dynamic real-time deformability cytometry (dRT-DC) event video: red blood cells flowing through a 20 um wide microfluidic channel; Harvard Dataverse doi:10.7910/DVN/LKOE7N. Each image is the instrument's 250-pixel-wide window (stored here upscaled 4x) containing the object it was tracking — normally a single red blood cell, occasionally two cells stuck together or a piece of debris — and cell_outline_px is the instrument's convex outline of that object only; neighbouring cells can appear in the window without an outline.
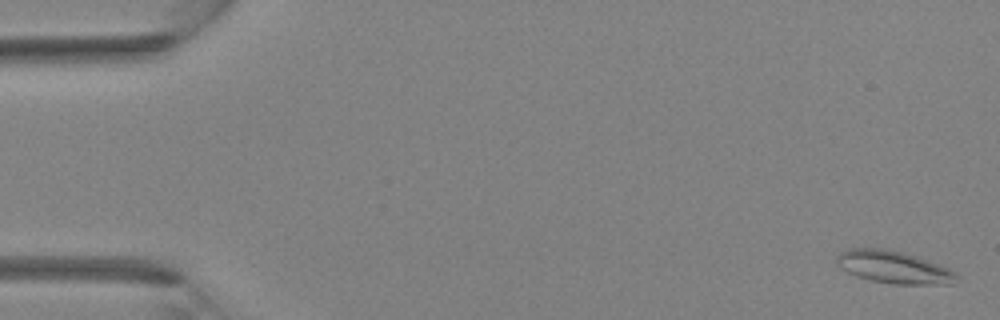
{"species": "Egyptian fruit bat (a non-hibernating species)", "species_latin": "Rousettus aegyptiacus", "temperature_condition": "room temperature", "stored_images_in_passage": 40, "camera_frame_rate_fps": 3000, "um_per_image_px": 0.085, "animal": {"sex": "female"}, "frame": {"image": 1, "passage_image": 1, "time_ms": 0.0, "image_size_px": [1000, 320], "cell_outline_px": [[960, 280], [952, 284], [892, 284], [872, 280], [856, 276], [840, 268], [836, 264], [836, 256], [840, 252], [848, 248], [884, 248], [904, 252], [916, 256], [948, 268], [956, 272]], "centroid_in_image_um": [75.96, 22.7], "position_along_channel_um": 9.0, "area_um2": 22.83}}
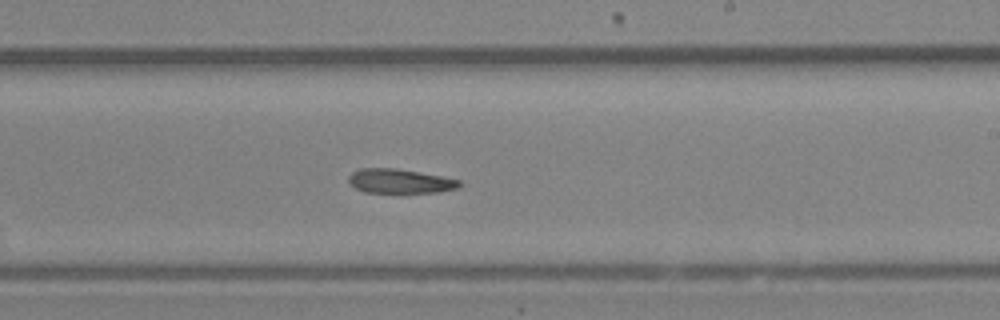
{"frame": {"image": 2, "passage_image": 24, "time_ms": 7.667, "image_size_px": [1000, 320], "cell_outline_px": [[464, 184], [456, 188], [440, 192], [364, 192], [348, 184], [348, 176], [352, 172], [360, 168], [396, 168], [420, 172], [460, 180]], "centroid_in_image_um": [33.97, 15.39], "position_along_channel_um": 255.0, "area_um2": 15.72}}
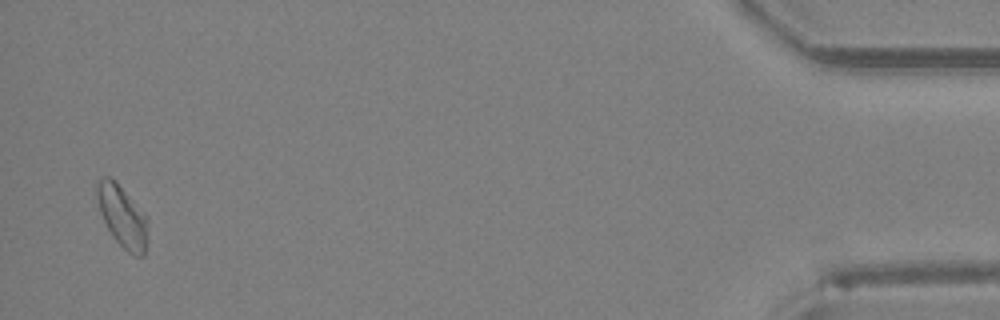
{"frame": {"image": 3, "passage_image": 39, "time_ms": 12.667, "image_size_px": [1000, 320], "cell_outline_px": [[148, 240], [144, 256], [132, 256], [112, 236], [100, 212], [96, 192], [96, 184], [104, 176], [112, 176], [116, 180], [148, 216]], "centroid_in_image_um": [10.44, 18.38], "position_along_channel_um": 424.8, "area_um2": 18.67}}